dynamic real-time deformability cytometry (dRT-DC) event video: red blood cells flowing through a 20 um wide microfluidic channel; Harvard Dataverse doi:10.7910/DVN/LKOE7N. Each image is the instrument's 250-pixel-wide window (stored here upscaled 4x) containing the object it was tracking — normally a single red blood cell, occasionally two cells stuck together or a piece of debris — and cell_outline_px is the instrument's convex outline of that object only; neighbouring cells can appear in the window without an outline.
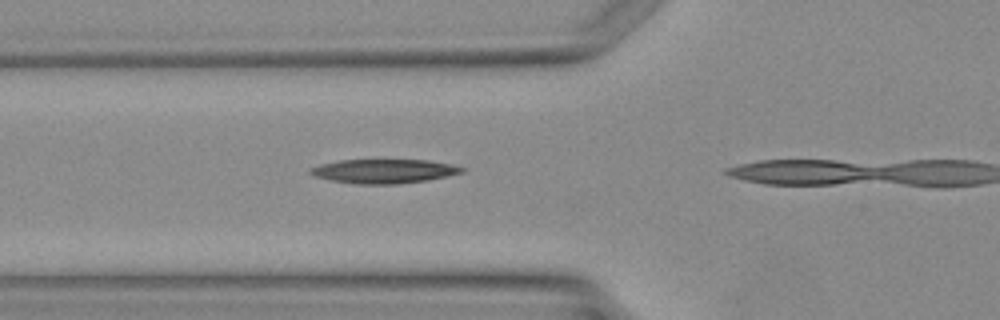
{"species": "Egyptian fruit bat (a non-hibernating species)", "species_latin": "Rousettus aegyptiacus", "temperature_condition": "warm", "stored_images_in_passage": 3, "camera_frame_rate_fps": 3000, "um_per_image_px": 0.085, "animal": {"sex": "female"}, "frame": {"image": 1, "passage_image": 2, "time_ms": 1.333, "image_size_px": [1000, 320], "cell_outline_px": [[464, 172], [428, 180], [396, 184], [356, 184], [332, 180], [316, 176], [308, 172], [312, 168], [320, 164], [340, 160], [428, 160], [452, 164], [464, 168]], "centroid_in_image_um": [32.66, 14.55], "position_along_channel_um": 93.1, "area_um2": 21.1}}